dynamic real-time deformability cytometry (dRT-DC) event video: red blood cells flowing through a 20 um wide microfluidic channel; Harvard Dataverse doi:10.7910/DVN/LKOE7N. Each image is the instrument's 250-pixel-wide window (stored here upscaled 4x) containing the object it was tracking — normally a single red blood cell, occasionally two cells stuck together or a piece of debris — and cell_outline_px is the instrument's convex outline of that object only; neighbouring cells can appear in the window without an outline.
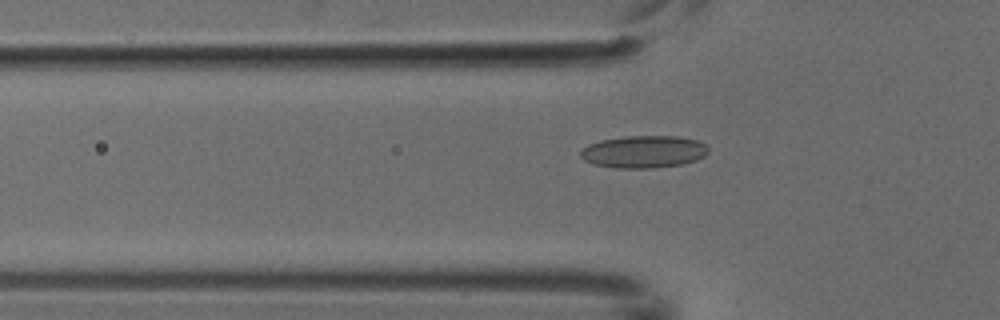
{"species": "common noctule bat (a hibernating species)", "species_latin": "Nyctalus noctula", "temperature_condition": "cold", "stored_images_in_passage": 6, "segment_of_instrument_passage": [2, 2], "camera_frame_rate_fps": 3000, "um_per_image_px": 0.085, "animal": {"sex": "male", "body_mass_g": 18.8}, "frame": {"image": 1, "passage_image": 6, "time_ms": 1.667, "image_size_px": [1000, 320], "cell_outline_px": [[708, 152], [704, 156], [696, 160], [680, 164], [652, 168], [616, 168], [592, 164], [584, 160], [580, 156], [580, 152], [588, 144], [600, 140], [624, 136], [680, 136], [696, 140], [704, 144], [708, 148]], "centroid_in_image_um": [54.69, 12.89], "position_along_channel_um": 71.1, "area_um2": 24.1}}